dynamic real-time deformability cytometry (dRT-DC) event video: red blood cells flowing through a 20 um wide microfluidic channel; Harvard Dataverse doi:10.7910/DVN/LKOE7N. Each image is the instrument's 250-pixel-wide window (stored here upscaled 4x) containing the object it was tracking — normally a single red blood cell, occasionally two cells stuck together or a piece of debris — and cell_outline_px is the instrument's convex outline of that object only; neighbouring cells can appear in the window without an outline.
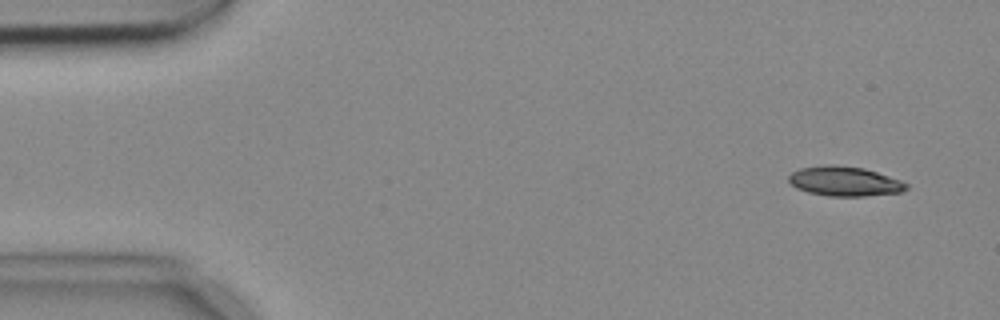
{"species": "common noctule bat (a hibernating species)", "species_latin": "Nyctalus noctula", "temperature_condition": "cold", "stored_images_in_passage": 4, "camera_frame_rate_fps": 3000, "um_per_image_px": 0.085, "animal": {"sex": "female", "body_mass_g": 18.4}, "frame": {"image": 1, "passage_image": 1, "time_ms": 0.0, "image_size_px": [1000, 320], "cell_outline_px": [[908, 188], [900, 192], [864, 196], [828, 196], [808, 192], [796, 188], [788, 180], [788, 176], [792, 172], [800, 168], [828, 164], [832, 164], [864, 168], [900, 180], [908, 184]], "centroid_in_image_um": [71.76, 15.4], "position_along_channel_um": 13.2, "area_um2": 20.23}}